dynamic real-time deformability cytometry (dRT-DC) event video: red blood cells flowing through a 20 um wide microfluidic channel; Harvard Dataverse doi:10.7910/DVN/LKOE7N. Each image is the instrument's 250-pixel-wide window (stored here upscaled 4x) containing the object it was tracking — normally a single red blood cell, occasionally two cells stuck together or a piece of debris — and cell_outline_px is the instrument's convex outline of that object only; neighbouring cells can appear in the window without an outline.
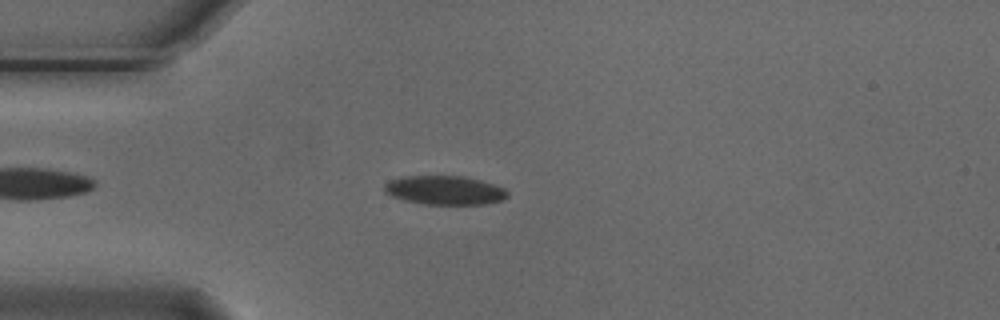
{"species": "Egyptian fruit bat (a non-hibernating species)", "species_latin": "Rousettus aegyptiacus", "temperature_condition": "cold", "stored_images_in_passage": 4, "camera_frame_rate_fps": 3000, "um_per_image_px": 0.085, "animal": {"sex": "male"}, "frame": {"image": 1, "passage_image": 4, "time_ms": 1.0, "image_size_px": [1000, 320], "cell_outline_px": [[508, 196], [504, 200], [484, 204], [424, 204], [404, 200], [392, 196], [384, 192], [384, 184], [392, 180], [404, 176], [464, 176], [480, 180], [504, 188], [508, 192]], "centroid_in_image_um": [37.81, 16.17], "position_along_channel_um": 47.2, "area_um2": 20.69}}